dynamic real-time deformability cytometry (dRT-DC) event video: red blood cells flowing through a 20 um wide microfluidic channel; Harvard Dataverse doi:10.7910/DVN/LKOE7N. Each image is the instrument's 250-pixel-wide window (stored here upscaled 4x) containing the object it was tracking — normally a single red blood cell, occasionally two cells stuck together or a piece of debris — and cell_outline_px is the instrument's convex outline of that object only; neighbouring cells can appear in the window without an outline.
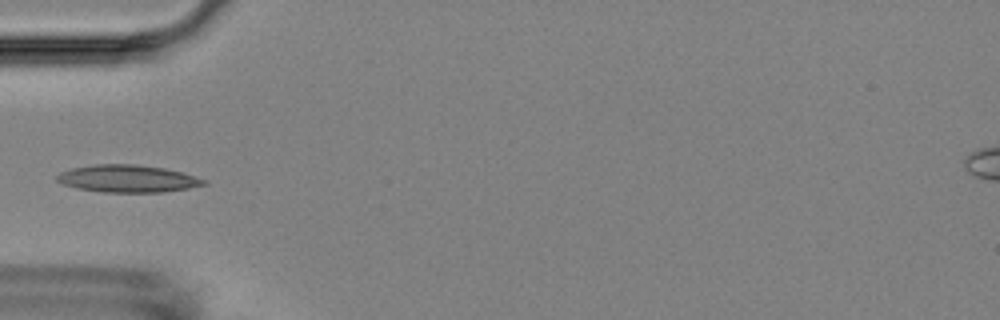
{"species": "Egyptian fruit bat (a non-hibernating species)", "species_latin": "Rousettus aegyptiacus", "temperature_condition": "room temperature", "stored_images_in_passage": 6, "camera_frame_rate_fps": 3000, "um_per_image_px": 0.085, "animal": {"sex": "female"}, "frame": {"image": 1, "passage_image": 2, "time_ms": 3.0, "image_size_px": [1000, 320], "cell_outline_px": [[208, 184], [188, 188], [164, 192], [104, 192], [76, 188], [64, 184], [56, 180], [56, 176], [60, 172], [72, 168], [96, 164], [136, 164], [164, 168], [180, 172], [208, 180]], "centroid_in_image_um": [10.86, 15.18], "position_along_channel_um": 74.1, "area_um2": 23.35}}
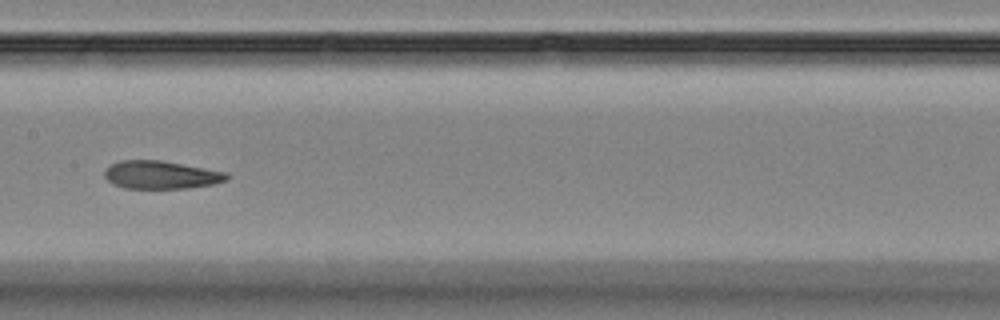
{"frame": {"image": 2, "passage_image": 5, "time_ms": 6.333, "image_size_px": [1000, 320], "cell_outline_px": [[228, 180], [212, 184], [188, 188], [124, 188], [112, 184], [104, 176], [104, 168], [120, 160], [160, 160], [228, 172]], "centroid_in_image_um": [13.66, 14.86], "position_along_channel_um": 193.7, "area_um2": 20.0}}
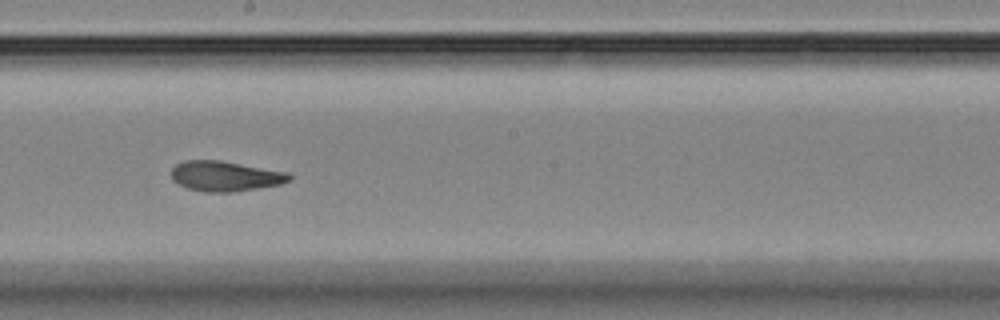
{"frame": {"image": 3, "passage_image": 6, "time_ms": 7.333, "image_size_px": [1000, 320], "cell_outline_px": [[292, 180], [280, 184], [260, 188], [232, 192], [204, 192], [188, 188], [172, 180], [172, 168], [176, 164], [184, 160], [220, 160], [288, 172], [292, 176]], "centroid_in_image_um": [19.16, 14.97], "position_along_channel_um": 229.0, "area_um2": 20.81}}